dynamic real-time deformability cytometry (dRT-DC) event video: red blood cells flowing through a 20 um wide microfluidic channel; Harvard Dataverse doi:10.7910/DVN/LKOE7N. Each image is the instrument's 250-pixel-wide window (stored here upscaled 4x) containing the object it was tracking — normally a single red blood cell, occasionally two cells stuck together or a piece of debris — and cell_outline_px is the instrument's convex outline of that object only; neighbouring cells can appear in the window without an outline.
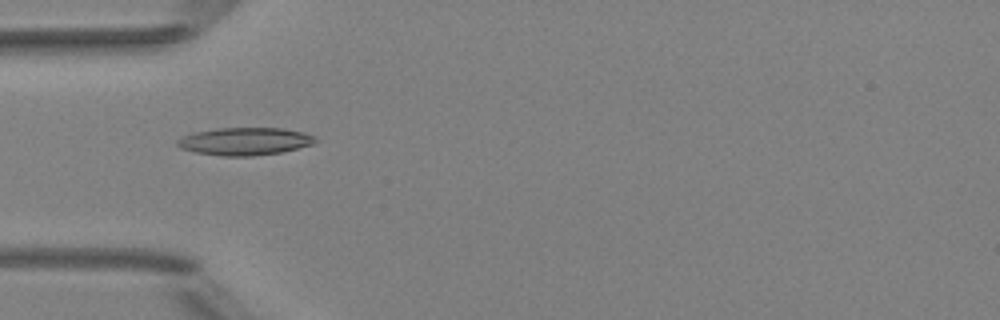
{"species": "Egyptian fruit bat (a non-hibernating species)", "species_latin": "Rousettus aegyptiacus", "temperature_condition": "room temperature", "stored_images_in_passage": 7, "camera_frame_rate_fps": 3000, "um_per_image_px": 0.085, "animal": {"sex": "female"}, "frame": {"image": 1, "passage_image": 5, "time_ms": 4.333, "image_size_px": [1000, 320], "cell_outline_px": [[316, 144], [280, 152], [252, 156], [224, 156], [196, 152], [180, 148], [176, 144], [176, 140], [184, 136], [196, 132], [216, 128], [284, 128], [304, 132], [316, 136]], "centroid_in_image_um": [20.85, 12.01], "position_along_channel_um": 64.1, "area_um2": 22.25}}
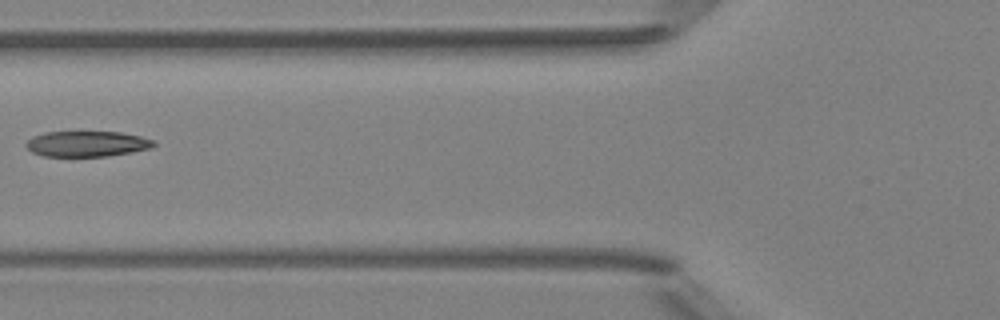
{"frame": {"image": 2, "passage_image": 6, "time_ms": 5.667, "image_size_px": [1000, 320], "cell_outline_px": [[156, 144], [148, 148], [132, 152], [108, 156], [44, 156], [32, 152], [24, 144], [32, 136], [44, 132], [120, 132], [140, 136], [152, 140]], "centroid_in_image_um": [7.35, 12.22], "position_along_channel_um": 118.5, "area_um2": 18.9}}
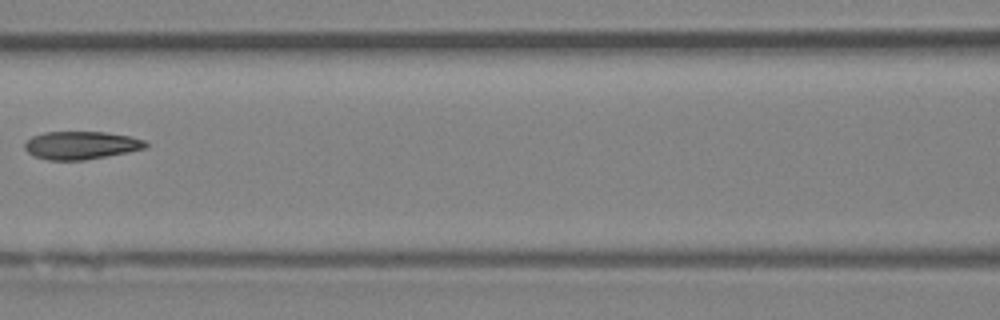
{"frame": {"image": 3, "passage_image": 7, "time_ms": 6.667, "image_size_px": [1000, 320], "cell_outline_px": [[148, 148], [128, 152], [84, 160], [48, 160], [36, 156], [28, 152], [24, 148], [24, 144], [32, 136], [44, 132], [104, 132], [132, 136], [144, 140], [148, 144]], "centroid_in_image_um": [6.92, 12.34], "position_along_channel_um": 159.7, "area_um2": 19.71}}